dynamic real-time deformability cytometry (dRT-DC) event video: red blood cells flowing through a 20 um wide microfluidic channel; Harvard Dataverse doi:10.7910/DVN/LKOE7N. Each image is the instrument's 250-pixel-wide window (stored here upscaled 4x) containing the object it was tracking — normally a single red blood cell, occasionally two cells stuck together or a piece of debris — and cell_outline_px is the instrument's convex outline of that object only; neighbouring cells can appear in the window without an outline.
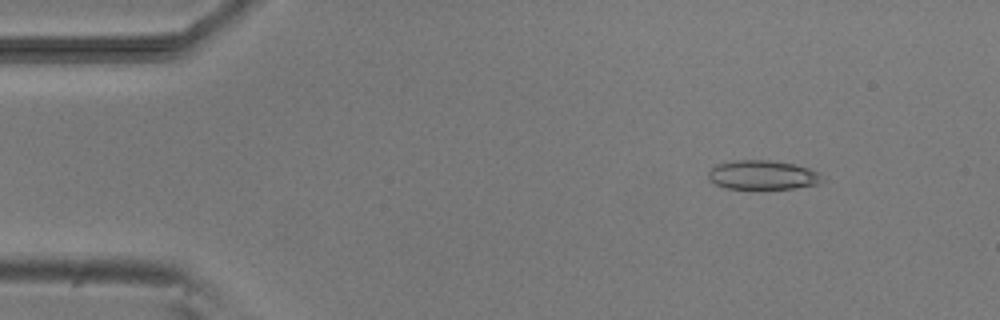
{"species": "common noctule bat (a hibernating species)", "species_latin": "Nyctalus noctula", "temperature_condition": "room temperature", "stored_images_in_passage": 3, "camera_frame_rate_fps": 3000, "um_per_image_px": 0.085, "animal": {"sex": "male", "body_mass_g": 20.5, "forearm_length_mm": 52.5}, "frame": {"image": 1, "passage_image": 1, "time_ms": 0.0, "image_size_px": [1000, 320], "cell_outline_px": [[824, 180], [816, 184], [796, 188], [760, 192], [728, 188], [716, 184], [708, 180], [708, 172], [716, 164], [736, 160], [768, 160], [792, 164], [808, 168], [820, 172], [824, 176]], "centroid_in_image_um": [64.83, 14.93], "position_along_channel_um": 20.2, "area_um2": 20.23}}